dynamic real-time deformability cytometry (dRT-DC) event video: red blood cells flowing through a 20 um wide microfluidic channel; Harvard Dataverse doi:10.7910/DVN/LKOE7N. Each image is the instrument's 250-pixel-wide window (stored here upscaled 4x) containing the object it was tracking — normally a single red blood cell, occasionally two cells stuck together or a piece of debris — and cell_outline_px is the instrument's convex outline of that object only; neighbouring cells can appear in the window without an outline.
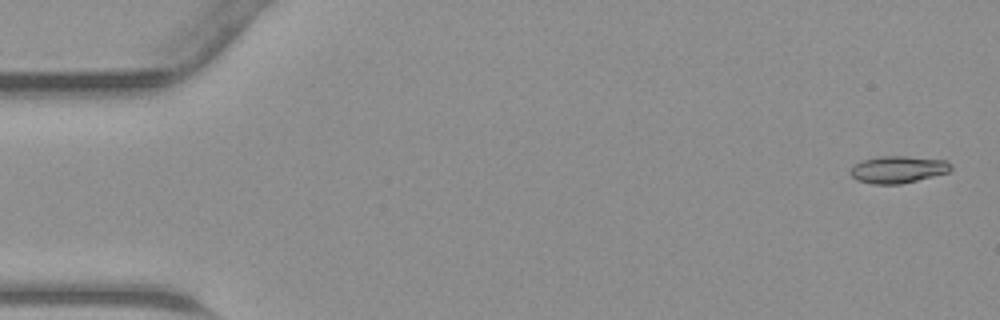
{"species": "common noctule bat (a hibernating species)", "species_latin": "Nyctalus noctula", "temperature_condition": "warm", "stored_images_in_passage": 45, "camera_frame_rate_fps": 3000, "um_per_image_px": 0.085, "animal": {"sex": "male", "body_mass_g": 23.1, "forearm_length_mm": 52.7}, "frame": {"image": 1, "passage_image": 2, "time_ms": 0.333, "image_size_px": [1000, 320], "cell_outline_px": [[952, 168], [948, 172], [900, 184], [872, 184], [856, 180], [848, 172], [852, 164], [860, 160], [880, 156], [908, 156], [948, 160], [952, 164]], "centroid_in_image_um": [76.28, 14.39], "position_along_channel_um": 8.7, "area_um2": 16.13}}
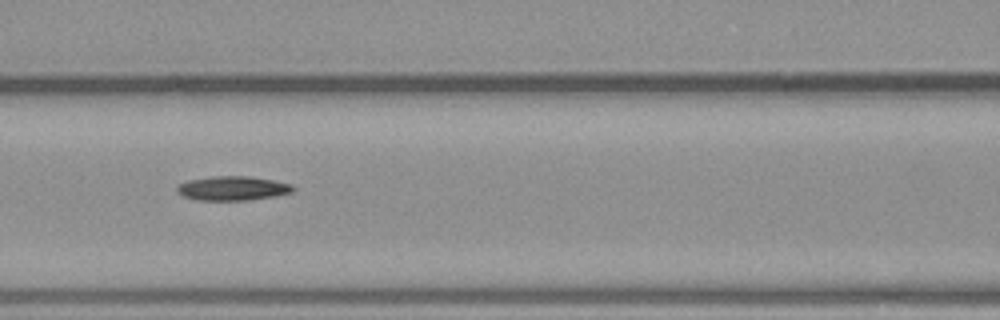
{"frame": {"image": 2, "passage_image": 20, "time_ms": 6.333, "image_size_px": [1000, 320], "cell_outline_px": [[296, 188], [292, 192], [276, 196], [248, 200], [196, 200], [184, 196], [176, 192], [176, 188], [180, 184], [188, 180], [212, 176], [248, 176], [272, 180], [292, 184]], "centroid_in_image_um": [19.78, 16.0], "position_along_channel_um": 146.8, "area_um2": 16.42}}
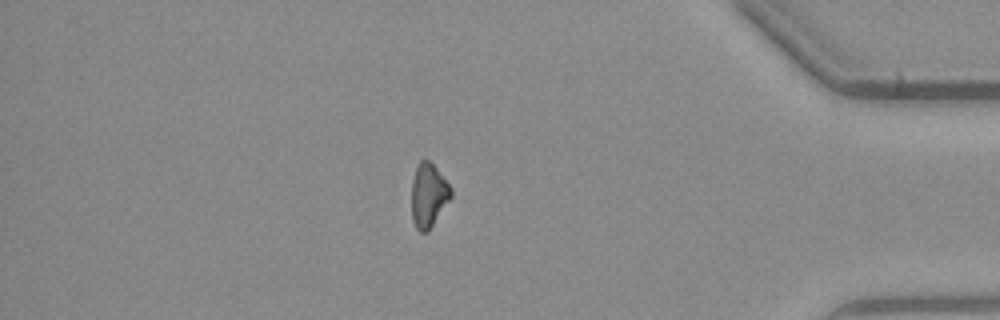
{"frame": {"image": 3, "passage_image": 39, "time_ms": 12.667, "image_size_px": [1000, 320], "cell_outline_px": [[452, 196], [428, 232], [420, 232], [416, 228], [412, 220], [412, 180], [416, 168], [420, 160], [428, 160], [436, 168], [452, 188]], "centroid_in_image_um": [36.42, 16.62], "position_along_channel_um": 398.8, "area_um2": 14.57}}